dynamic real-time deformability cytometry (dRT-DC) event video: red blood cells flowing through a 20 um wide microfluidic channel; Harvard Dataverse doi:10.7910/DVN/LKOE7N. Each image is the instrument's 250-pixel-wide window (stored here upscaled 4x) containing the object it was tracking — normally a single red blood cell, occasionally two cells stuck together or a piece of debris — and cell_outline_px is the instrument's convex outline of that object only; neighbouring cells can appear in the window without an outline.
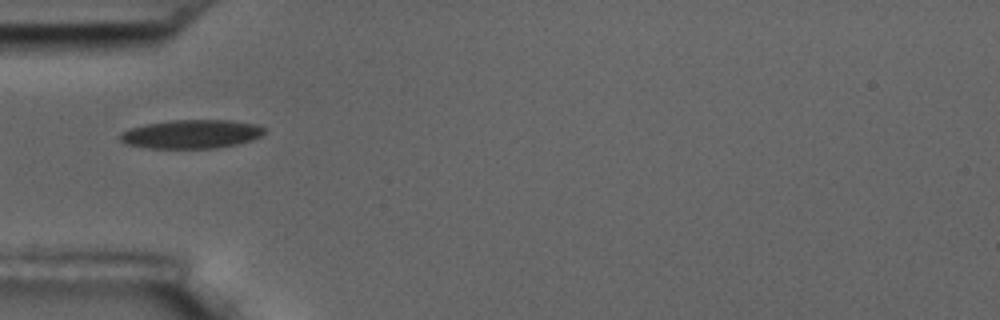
{"species": "common noctule bat (a hibernating species)", "species_latin": "Nyctalus noctula", "temperature_condition": "room temperature", "stored_images_in_passage": 9, "camera_frame_rate_fps": 3000, "um_per_image_px": 0.085, "animal": {"sex": "male", "body_mass_g": 17.5, "forearm_length_mm": 52.3}, "frame": {"image": 1, "passage_image": 1, "time_ms": 0.0, "image_size_px": [1000, 320], "cell_outline_px": [[268, 128], [260, 136], [252, 140], [236, 144], [216, 148], [148, 148], [124, 144], [120, 140], [120, 132], [128, 128], [168, 120], [232, 120], [256, 124]], "centroid_in_image_um": [16.26, 11.39], "position_along_channel_um": 68.7, "area_um2": 24.33}}
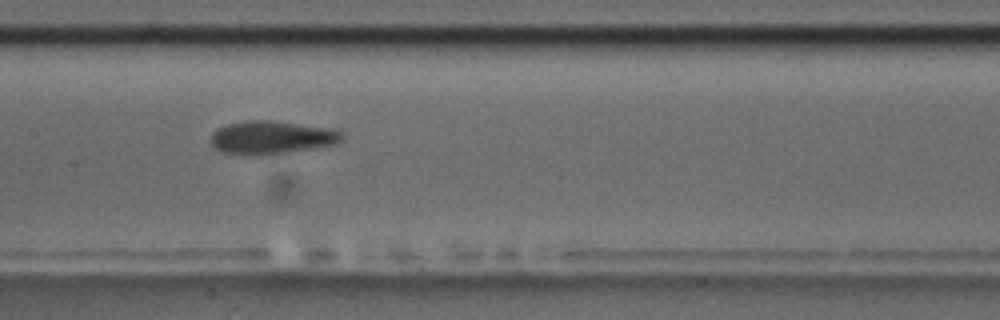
{"frame": {"image": 2, "passage_image": 4, "time_ms": 3.333, "image_size_px": [1000, 320], "cell_outline_px": [[344, 140], [336, 144], [288, 152], [260, 156], [248, 156], [220, 152], [208, 140], [212, 132], [216, 128], [228, 124], [248, 120], [268, 120], [332, 128], [344, 132]], "centroid_in_image_um": [23.07, 11.7], "position_along_channel_um": 184.3, "area_um2": 25.84}}
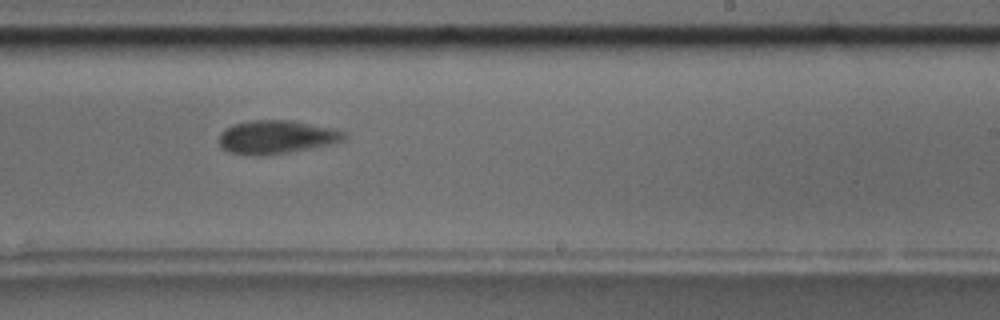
{"frame": {"image": 3, "passage_image": 6, "time_ms": 5.667, "image_size_px": [1000, 320], "cell_outline_px": [[348, 136], [344, 140], [336, 144], [264, 156], [252, 156], [228, 152], [220, 144], [220, 132], [232, 124], [252, 120], [292, 120], [332, 128], [348, 132]], "centroid_in_image_um": [23.55, 11.65], "position_along_channel_um": 265.5, "area_um2": 24.74}}